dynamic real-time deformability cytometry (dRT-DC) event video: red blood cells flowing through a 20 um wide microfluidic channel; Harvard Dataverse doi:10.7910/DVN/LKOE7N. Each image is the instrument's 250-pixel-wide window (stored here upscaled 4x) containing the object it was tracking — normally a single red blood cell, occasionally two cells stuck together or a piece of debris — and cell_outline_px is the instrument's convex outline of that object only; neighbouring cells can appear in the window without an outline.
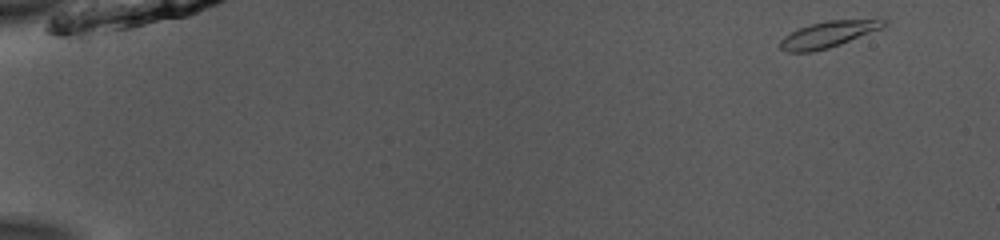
{"species": "common noctule bat (a hibernating species)", "species_latin": "Nyctalus noctula", "temperature_condition": "room temperature", "stored_images_in_passage": 49, "camera_frame_rate_fps": 3000, "um_per_image_px": 0.085, "animal": {"sex": "male", "body_mass_g": 13.0, "forearm_length_mm": 53.1}, "frame": {"image": 1, "passage_image": 1, "time_ms": 0.0, "image_size_px": [1000, 240], "cell_outline_px": [[888, 24], [880, 28], [840, 44], [828, 48], [812, 52], [788, 52], [780, 48], [780, 40], [784, 36], [800, 28], [812, 24], [828, 20], [880, 16], [888, 20]], "centroid_in_image_um": [70.52, 2.86], "position_along_channel_um": 14.5, "area_um2": 16.18}}
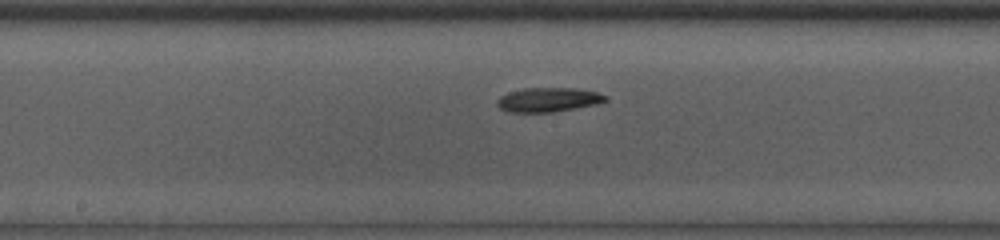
{"frame": {"image": 2, "passage_image": 26, "time_ms": 8.333, "image_size_px": [1000, 240], "cell_outline_px": [[608, 100], [596, 104], [576, 108], [552, 112], [508, 112], [500, 108], [496, 104], [496, 100], [500, 96], [508, 92], [524, 88], [576, 88], [596, 92], [608, 96]], "centroid_in_image_um": [46.59, 8.47], "position_along_channel_um": 201.6, "area_um2": 15.37}}
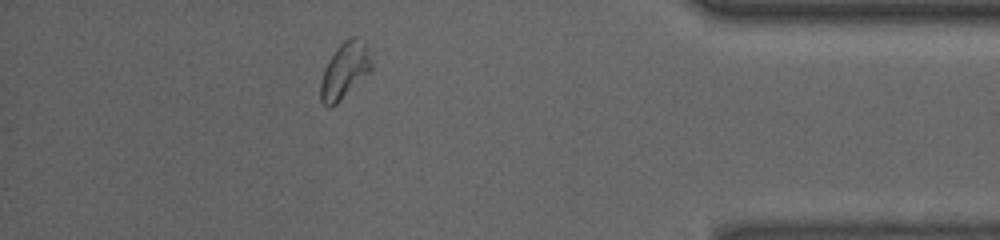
{"frame": {"image": 3, "passage_image": 44, "time_ms": 14.333, "image_size_px": [1000, 240], "cell_outline_px": [[372, 68], [336, 104], [328, 108], [320, 100], [320, 84], [324, 68], [328, 60], [336, 48], [344, 40], [352, 36], [356, 36], [364, 40], [372, 64]], "centroid_in_image_um": [29.27, 5.96], "position_along_channel_um": 405.9, "area_um2": 16.36}, "authors_computed_cell_mechanics": {"area_um2": 15.606, "velocity_mm_per_s": 3.9302, "shape_relaxation_time_tau1_ms": 2.7919, "shape_relaxation_time_tau2_ms": 7.0074, "deformation_change_tau1": 0.127, "deformation_change_tau2": 0.1041}}